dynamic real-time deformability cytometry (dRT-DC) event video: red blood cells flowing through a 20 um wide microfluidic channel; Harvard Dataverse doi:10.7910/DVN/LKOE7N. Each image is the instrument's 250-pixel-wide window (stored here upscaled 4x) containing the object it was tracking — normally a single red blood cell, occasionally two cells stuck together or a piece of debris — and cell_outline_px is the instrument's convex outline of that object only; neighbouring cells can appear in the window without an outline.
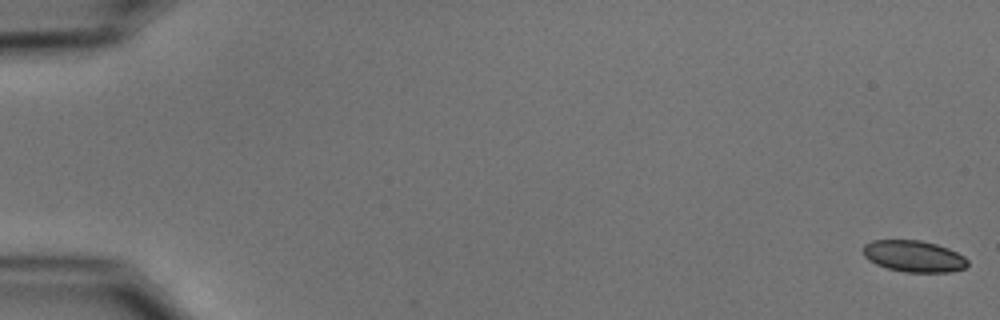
{"species": "common noctule bat (a hibernating species)", "species_latin": "Nyctalus noctula", "temperature_condition": "cold", "stored_images_in_passage": 55, "camera_frame_rate_fps": 3000, "um_per_image_px": 0.085, "animal": {"sex": "male", "body_mass_g": 15.6}, "frame": {"image": 1, "passage_image": 1, "time_ms": 0.0, "image_size_px": [1000, 320], "cell_outline_px": [[968, 264], [964, 268], [948, 272], [904, 272], [888, 268], [876, 264], [868, 260], [864, 256], [864, 244], [872, 240], [920, 240], [936, 244], [948, 248], [964, 256], [968, 260]], "centroid_in_image_um": [77.67, 21.77], "position_along_channel_um": 7.3, "area_um2": 19.13}}
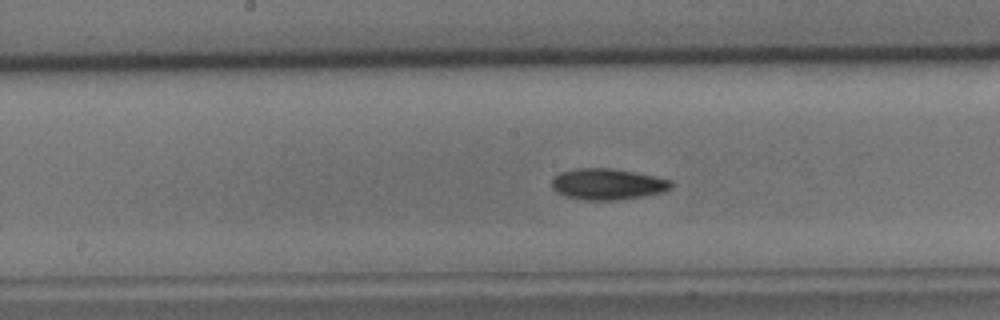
{"frame": {"image": 2, "passage_image": 29, "time_ms": 9.333, "image_size_px": [1000, 320], "cell_outline_px": [[672, 188], [664, 192], [616, 200], [584, 200], [564, 196], [556, 192], [552, 188], [552, 180], [560, 172], [576, 168], [612, 168], [672, 180]], "centroid_in_image_um": [51.62, 15.65], "position_along_channel_um": 196.6, "area_um2": 21.56}}
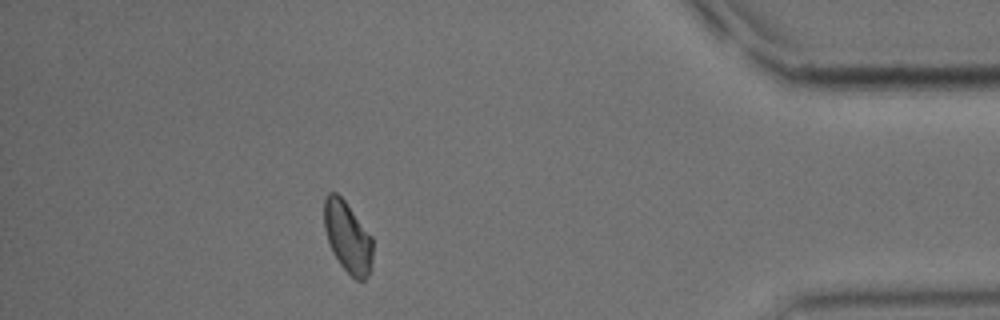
{"frame": {"image": 3, "passage_image": 49, "time_ms": 16.0, "image_size_px": [1000, 320], "cell_outline_px": [[372, 260], [368, 276], [364, 280], [356, 280], [340, 264], [332, 252], [324, 228], [324, 200], [328, 192], [336, 192], [344, 200], [372, 236]], "centroid_in_image_um": [29.54, 20.14], "position_along_channel_um": 405.7, "area_um2": 20.0}, "authors_computed_cell_mechanics": {"area_um2": 20.2878, "velocity_mm_per_s": 3.7411, "shape_relaxation_time_tau1_ms": 6.659, "shape_relaxation_time_tau2_ms": 7.2834, "deformation_change_tau1": 0.1206, "deformation_change_tau2": 0.1379}}